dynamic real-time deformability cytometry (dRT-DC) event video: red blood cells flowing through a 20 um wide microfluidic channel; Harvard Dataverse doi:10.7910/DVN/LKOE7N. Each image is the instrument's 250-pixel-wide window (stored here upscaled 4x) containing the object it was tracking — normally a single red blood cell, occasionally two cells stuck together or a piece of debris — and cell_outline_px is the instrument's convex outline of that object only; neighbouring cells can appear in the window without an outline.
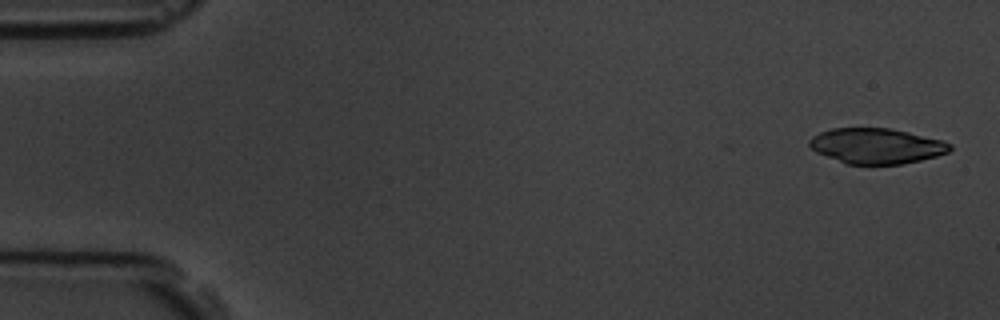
{"species": "common noctule bat (a hibernating species)", "species_latin": "Nyctalus noctula", "temperature_condition": "room temperature", "stored_images_in_passage": 4, "camera_frame_rate_fps": 3000, "um_per_image_px": 0.085, "animal": {"sex": "male", "body_mass_g": 19.5, "forearm_length_mm": 54.6}, "frame": {"image": 1, "passage_image": 1, "time_ms": 0.0, "image_size_px": [1000, 320], "cell_outline_px": [[952, 148], [948, 152], [936, 156], [920, 160], [900, 164], [844, 164], [816, 152], [808, 144], [808, 140], [812, 136], [820, 132], [832, 128], [892, 128], [944, 140], [952, 144]], "centroid_in_image_um": [74.5, 12.4], "position_along_channel_um": 10.5, "area_um2": 29.19}}